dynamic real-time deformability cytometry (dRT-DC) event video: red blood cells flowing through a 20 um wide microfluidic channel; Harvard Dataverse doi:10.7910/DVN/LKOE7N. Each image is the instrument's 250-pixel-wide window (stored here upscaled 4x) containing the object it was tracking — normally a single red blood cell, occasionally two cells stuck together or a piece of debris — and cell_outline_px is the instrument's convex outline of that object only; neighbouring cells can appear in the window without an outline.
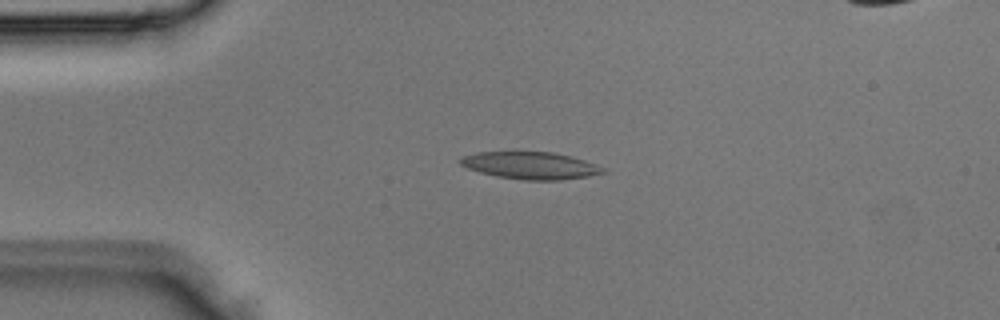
{"species": "Egyptian fruit bat (a non-hibernating species)", "species_latin": "Rousettus aegyptiacus", "temperature_condition": "room temperature", "stored_images_in_passage": 2, "camera_frame_rate_fps": 3000, "um_per_image_px": 0.085, "animal": {"sex": "male"}, "frame": {"image": 1, "passage_image": 1, "time_ms": 0.0, "image_size_px": [1000, 320], "cell_outline_px": [[608, 172], [588, 176], [560, 180], [524, 180], [496, 176], [480, 172], [468, 168], [460, 164], [460, 160], [464, 156], [476, 152], [552, 152], [572, 156], [584, 160], [604, 168]], "centroid_in_image_um": [45.11, 14.07], "position_along_channel_um": 39.9, "area_um2": 22.48}}